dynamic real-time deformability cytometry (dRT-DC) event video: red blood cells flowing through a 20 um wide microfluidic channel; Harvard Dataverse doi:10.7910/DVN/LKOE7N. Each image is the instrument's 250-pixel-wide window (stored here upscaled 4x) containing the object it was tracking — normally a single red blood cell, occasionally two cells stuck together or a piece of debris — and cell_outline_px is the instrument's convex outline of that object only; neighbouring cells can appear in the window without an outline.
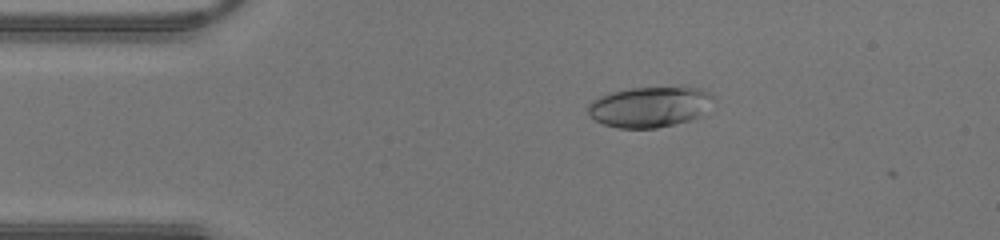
{"species": "human", "species_latin": "Homo sapiens", "temperature_condition": "warm", "stored_images_in_passage": 42, "camera_frame_rate_fps": 3000, "um_per_image_px": 0.085, "donor": {"sex": "male"}, "frame": {"image": 1, "passage_image": 7, "time_ms": 2.0, "image_size_px": [1000, 240], "cell_outline_px": [[716, 100], [700, 116], [688, 120], [656, 128], [620, 128], [604, 124], [596, 120], [588, 112], [588, 104], [592, 100], [600, 96], [612, 92], [632, 88], [680, 84], [684, 84], [700, 88], [708, 92]], "centroid_in_image_um": [55.3, 9.02], "position_along_channel_um": 29.7, "area_um2": 30.29}}
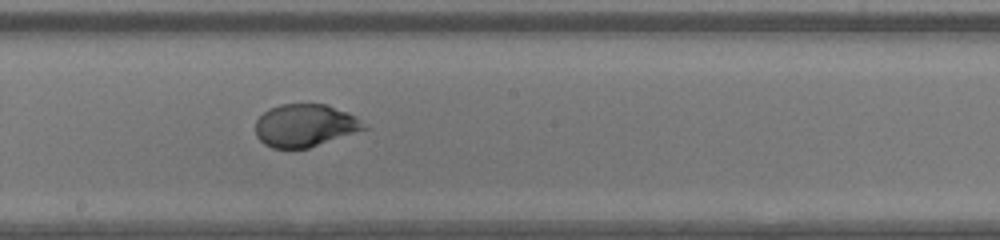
{"frame": {"image": 2, "passage_image": 22, "time_ms": 7.0, "image_size_px": [1000, 240], "cell_outline_px": [[368, 128], [308, 148], [272, 148], [264, 144], [256, 136], [256, 120], [268, 108], [280, 104], [328, 104], [348, 112], [356, 116], [368, 124]], "centroid_in_image_um": [25.94, 10.65], "position_along_channel_um": 222.3, "area_um2": 27.11}}
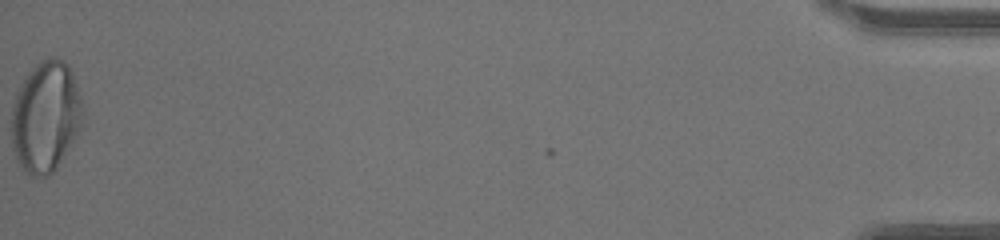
{"frame": {"image": 3, "passage_image": 42, "time_ms": 13.667, "image_size_px": [1000, 240], "cell_outline_px": [[84, 120], [80, 128], [56, 168], [48, 176], [36, 176], [28, 172], [20, 164], [16, 156], [12, 144], [12, 108], [16, 92], [28, 72], [40, 60], [48, 56], [52, 56], [64, 60], [68, 64], [72, 72], [84, 104]], "centroid_in_image_um": [3.91, 9.85], "position_along_channel_um": 431.3, "area_um2": 46.07}}